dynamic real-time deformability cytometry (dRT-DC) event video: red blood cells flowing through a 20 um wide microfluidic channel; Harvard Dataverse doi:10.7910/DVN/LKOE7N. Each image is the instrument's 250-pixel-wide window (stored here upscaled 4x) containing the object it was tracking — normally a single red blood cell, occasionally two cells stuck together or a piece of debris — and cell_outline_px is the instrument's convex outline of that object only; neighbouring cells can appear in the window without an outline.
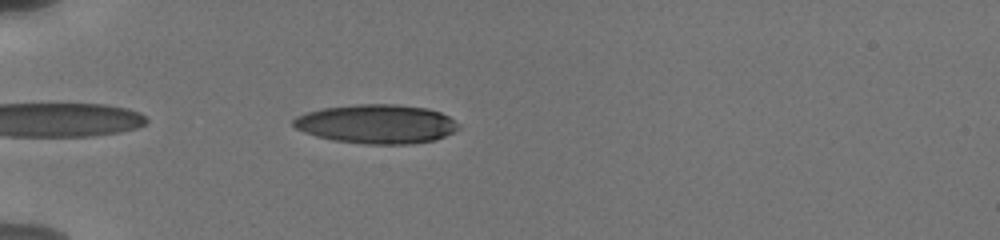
{"species": "human", "species_latin": "Homo sapiens", "temperature_condition": "cold", "stored_images_in_passage": 5, "camera_frame_rate_fps": 3000, "um_per_image_px": 0.085, "donor": {"sex": "male"}, "frame": {"image": 1, "passage_image": 2, "time_ms": 0.333, "image_size_px": [1000, 240], "cell_outline_px": [[460, 128], [436, 140], [408, 144], [364, 144], [332, 140], [316, 136], [304, 132], [296, 128], [292, 124], [292, 120], [296, 116], [308, 112], [324, 108], [356, 104], [396, 104], [428, 108], [440, 112], [448, 116], [460, 124]], "centroid_in_image_um": [32.02, 10.54], "position_along_channel_um": 53.0, "area_um2": 37.69}}